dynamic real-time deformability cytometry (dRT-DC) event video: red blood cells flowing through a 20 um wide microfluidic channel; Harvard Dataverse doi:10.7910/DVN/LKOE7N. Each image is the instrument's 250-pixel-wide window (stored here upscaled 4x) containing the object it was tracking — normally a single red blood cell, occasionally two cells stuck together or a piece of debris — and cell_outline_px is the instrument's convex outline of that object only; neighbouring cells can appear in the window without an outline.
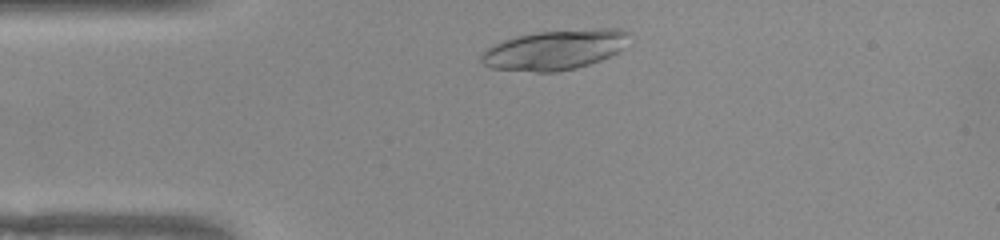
{"species": "common noctule bat (a hibernating species)", "species_latin": "Nyctalus noctula", "temperature_condition": "warm", "stored_images_in_passage": 43, "camera_frame_rate_fps": 3000, "um_per_image_px": 0.085, "animal": {"sex": "female", "body_mass_g": 22.0, "forearm_length_mm": 56.7}, "frame": {"image": 1, "passage_image": 3, "time_ms": 0.667, "image_size_px": [1000, 240], "cell_outline_px": [[628, 32], [620, 48], [616, 52], [600, 60], [576, 68], [556, 72], [536, 72], [492, 68], [484, 64], [480, 60], [480, 56], [492, 44], [516, 36], [540, 32], [596, 28], [620, 28]], "centroid_in_image_um": [47.09, 4.23], "position_along_channel_um": 37.9, "area_um2": 33.81}}